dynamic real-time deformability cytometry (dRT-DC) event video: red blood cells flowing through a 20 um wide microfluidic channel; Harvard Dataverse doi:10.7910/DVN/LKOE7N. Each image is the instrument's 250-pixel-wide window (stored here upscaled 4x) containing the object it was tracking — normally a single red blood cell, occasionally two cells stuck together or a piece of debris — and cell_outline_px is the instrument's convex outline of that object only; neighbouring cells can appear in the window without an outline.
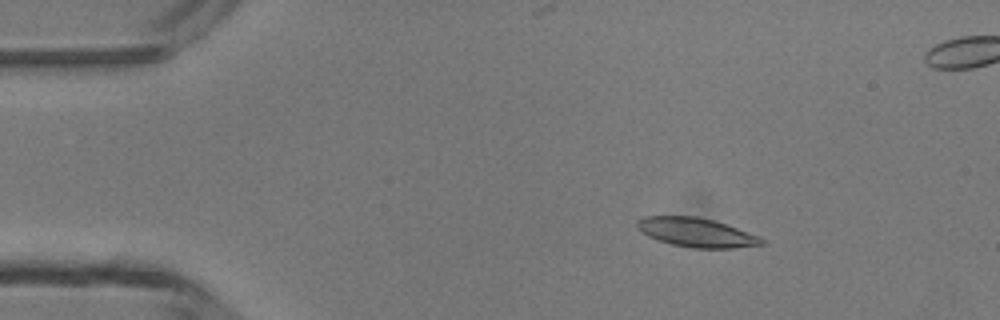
{"species": "common noctule bat (a hibernating species)", "species_latin": "Nyctalus noctula", "temperature_condition": "room temperature", "stored_images_in_passage": 5, "camera_frame_rate_fps": 3000, "um_per_image_px": 0.085, "animal": {"sex": "male", "body_mass_g": 13.3}, "frame": {"image": 1, "passage_image": 2, "time_ms": 1.0, "image_size_px": [1000, 320], "cell_outline_px": [[764, 244], [736, 248], [692, 248], [672, 244], [648, 236], [640, 232], [636, 228], [636, 220], [644, 216], [696, 216], [712, 220], [760, 236], [764, 240]], "centroid_in_image_um": [59.15, 19.76], "position_along_channel_um": 25.8, "area_um2": 21.04}}
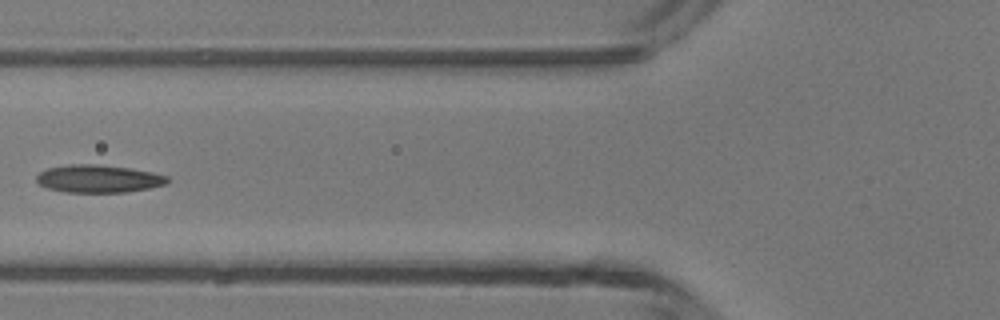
{"frame": {"image": 2, "passage_image": 5, "time_ms": 4.667, "image_size_px": [1000, 320], "cell_outline_px": [[168, 184], [128, 192], [64, 192], [48, 188], [40, 184], [36, 180], [36, 176], [40, 172], [48, 168], [72, 164], [92, 164], [132, 168], [152, 172], [168, 176]], "centroid_in_image_um": [8.39, 15.19], "position_along_channel_um": 117.4, "area_um2": 21.1}}